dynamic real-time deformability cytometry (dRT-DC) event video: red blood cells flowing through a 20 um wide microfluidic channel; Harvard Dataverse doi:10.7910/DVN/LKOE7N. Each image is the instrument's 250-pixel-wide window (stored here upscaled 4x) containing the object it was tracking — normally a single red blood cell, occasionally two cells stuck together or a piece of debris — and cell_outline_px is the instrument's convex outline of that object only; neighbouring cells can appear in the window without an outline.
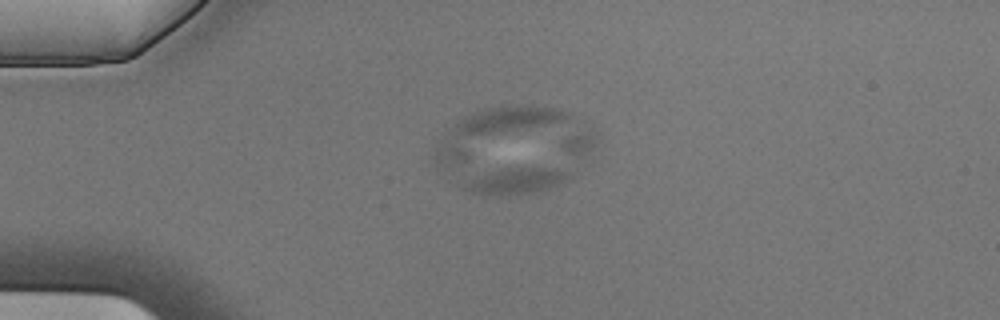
{"species": "Egyptian fruit bat (a non-hibernating species)", "species_latin": "Rousettus aegyptiacus", "temperature_condition": "cold", "stored_images_in_passage": 5, "camera_frame_rate_fps": 3000, "um_per_image_px": 0.085, "animal": {"sex": "male"}, "frame": {"image": 1, "passage_image": 4, "time_ms": 1.0, "image_size_px": [1000, 320], "cell_outline_px": [[572, 180], [544, 192], [508, 196], [500, 196], [472, 192], [460, 188], [460, 184], [468, 176], [500, 168], [556, 168], [568, 172], [572, 176]], "centroid_in_image_um": [43.83, 15.4], "position_along_channel_um": 41.2, "area_um2": 17.22}}